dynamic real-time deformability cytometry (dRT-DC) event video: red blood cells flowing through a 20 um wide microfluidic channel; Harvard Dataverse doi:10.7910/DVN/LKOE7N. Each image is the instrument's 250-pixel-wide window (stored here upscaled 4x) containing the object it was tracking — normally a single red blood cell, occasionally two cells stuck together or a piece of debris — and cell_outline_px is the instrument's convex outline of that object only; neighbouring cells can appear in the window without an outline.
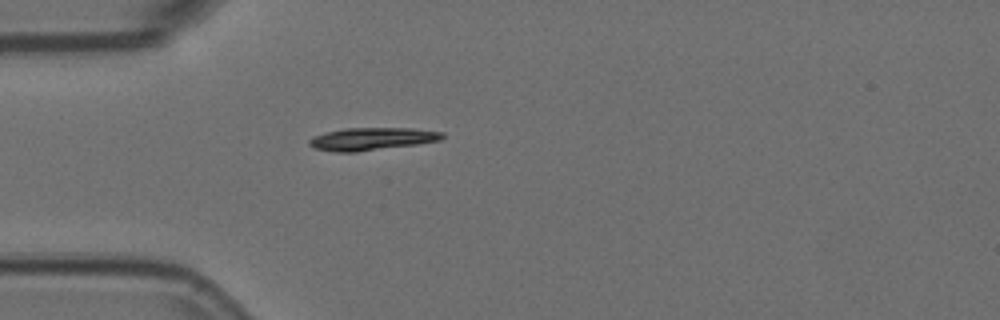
{"species": "Egyptian fruit bat (a non-hibernating species)", "species_latin": "Rousettus aegyptiacus", "temperature_condition": "room temperature", "stored_images_in_passage": 1, "camera_frame_rate_fps": 3000, "um_per_image_px": 0.085, "animal": {"sex": "female"}, "frame": {"image": 1, "passage_image": 1, "time_ms": 0.0, "image_size_px": [1000, 320], "cell_outline_px": [[444, 136], [440, 140], [416, 144], [356, 152], [336, 152], [316, 148], [308, 144], [308, 140], [312, 136], [344, 128], [412, 128], [444, 132]], "centroid_in_image_um": [31.6, 11.8], "position_along_channel_um": 53.4, "area_um2": 17.4}}